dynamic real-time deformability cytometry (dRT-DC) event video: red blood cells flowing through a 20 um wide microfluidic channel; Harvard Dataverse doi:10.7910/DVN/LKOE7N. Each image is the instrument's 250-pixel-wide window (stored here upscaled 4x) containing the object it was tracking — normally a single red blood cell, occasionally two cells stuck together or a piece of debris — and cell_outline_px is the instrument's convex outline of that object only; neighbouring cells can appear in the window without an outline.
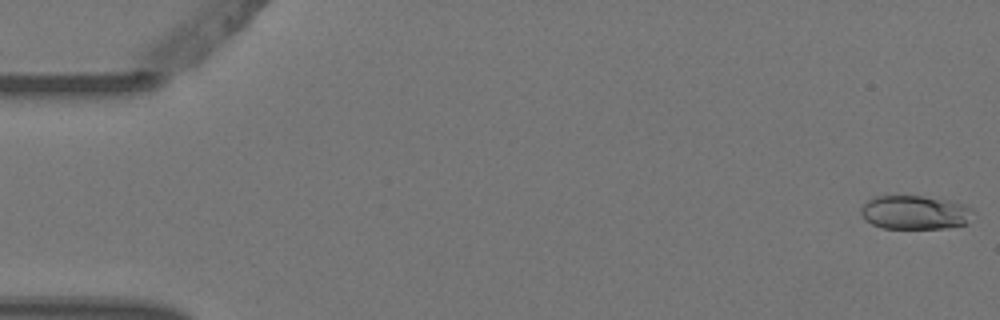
{"species": "Egyptian fruit bat (a non-hibernating species)", "species_latin": "Rousettus aegyptiacus", "temperature_condition": "warm", "stored_images_in_passage": 6, "camera_frame_rate_fps": 3000, "um_per_image_px": 0.085, "animal": {"sex": "female"}, "frame": {"image": 1, "passage_image": 1, "time_ms": 0.0, "image_size_px": [1000, 320], "cell_outline_px": [[972, 208], [968, 224], [948, 228], [884, 228], [872, 224], [864, 220], [860, 212], [860, 208], [868, 200], [876, 196], [924, 196], [960, 204]], "centroid_in_image_um": [77.72, 18.07], "position_along_channel_um": 7.3, "area_um2": 21.91}}
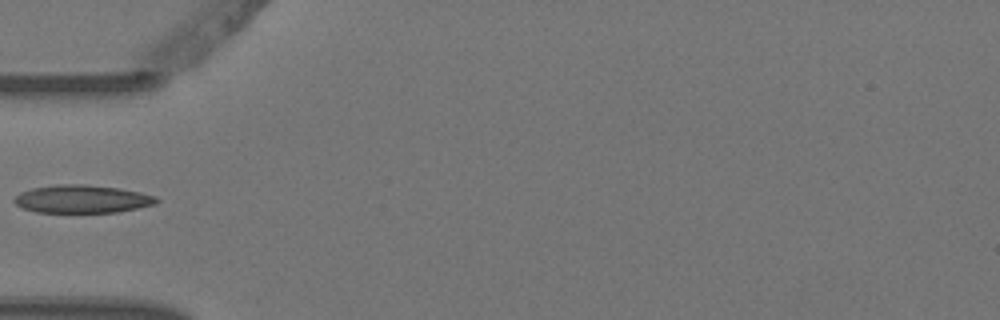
{"frame": {"image": 2, "passage_image": 5, "time_ms": 1.333, "image_size_px": [1000, 320], "cell_outline_px": [[160, 200], [156, 204], [116, 212], [72, 216], [36, 212], [24, 208], [16, 204], [12, 200], [20, 192], [32, 188], [60, 184], [84, 184], [120, 188], [140, 192], [156, 196]], "centroid_in_image_um": [6.96, 16.97], "position_along_channel_um": 78.0, "area_um2": 24.28}}
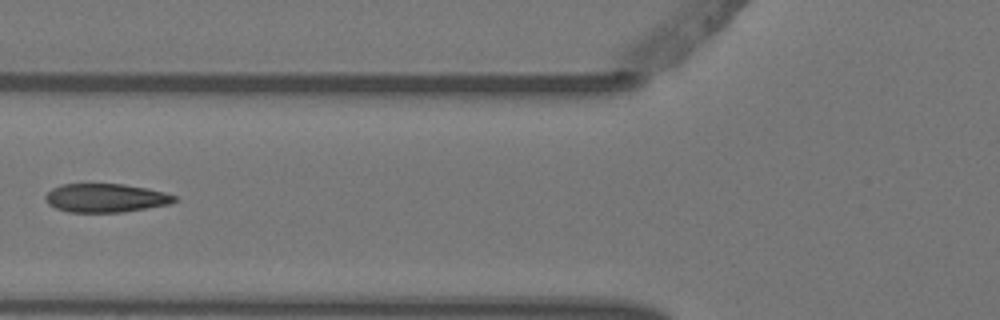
{"frame": {"image": 3, "passage_image": 6, "time_ms": 1.667, "image_size_px": [1000, 320], "cell_outline_px": [[180, 200], [168, 204], [148, 208], [124, 212], [68, 212], [56, 208], [48, 204], [44, 200], [44, 196], [52, 188], [64, 184], [124, 184], [148, 188], [164, 192], [176, 196]], "centroid_in_image_um": [8.99, 16.83], "position_along_channel_um": 116.8, "area_um2": 21.68}}